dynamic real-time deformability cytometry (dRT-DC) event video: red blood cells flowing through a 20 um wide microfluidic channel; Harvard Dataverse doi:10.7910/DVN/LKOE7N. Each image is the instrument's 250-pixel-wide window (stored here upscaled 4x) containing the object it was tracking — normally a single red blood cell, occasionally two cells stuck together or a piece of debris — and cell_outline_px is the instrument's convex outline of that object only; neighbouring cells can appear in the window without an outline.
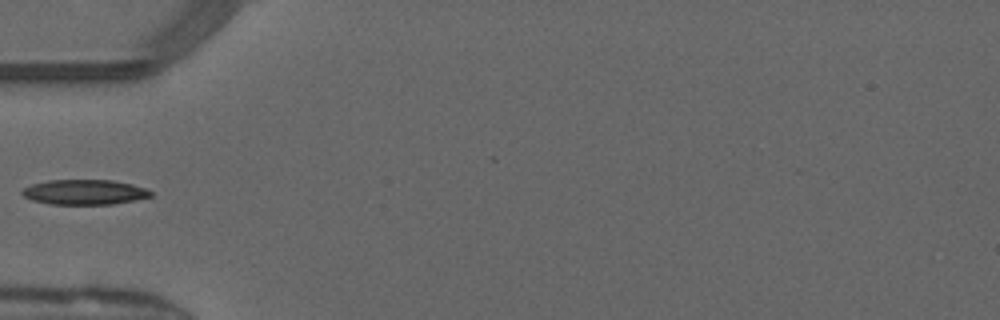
{"species": "common noctule bat (a hibernating species)", "species_latin": "Nyctalus noctula", "temperature_condition": "warm", "stored_images_in_passage": 15, "camera_frame_rate_fps": 3000, "um_per_image_px": 0.085, "animal": {"sex": "male", "forearm_length_mm": 52.5}, "frame": {"image": 1, "passage_image": 1, "time_ms": 0.0, "image_size_px": [1000, 320], "cell_outline_px": [[152, 196], [112, 204], [52, 204], [32, 200], [24, 196], [20, 192], [24, 188], [32, 184], [48, 180], [112, 180], [132, 184], [144, 188], [152, 192]], "centroid_in_image_um": [7.16, 16.32], "position_along_channel_um": 77.8, "area_um2": 18.55}}
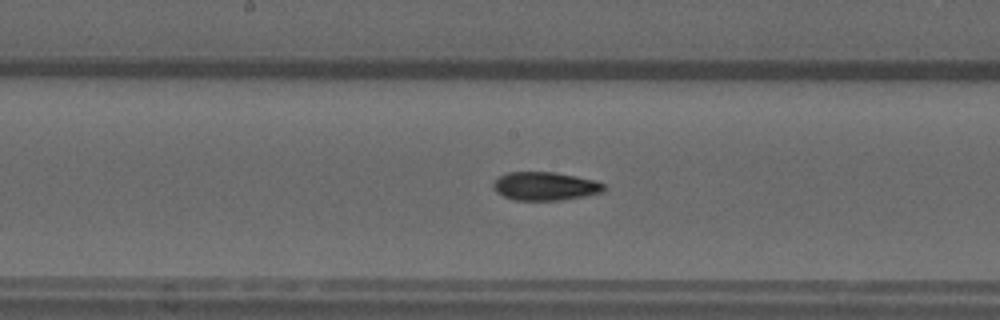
{"frame": {"image": 2, "passage_image": 10, "time_ms": 3.0, "image_size_px": [1000, 320], "cell_outline_px": [[604, 192], [584, 196], [560, 200], [516, 200], [504, 196], [496, 192], [492, 184], [492, 180], [508, 172], [552, 172], [576, 176], [596, 180], [604, 184]], "centroid_in_image_um": [46.32, 15.82], "position_along_channel_um": 201.9, "area_um2": 18.32}}
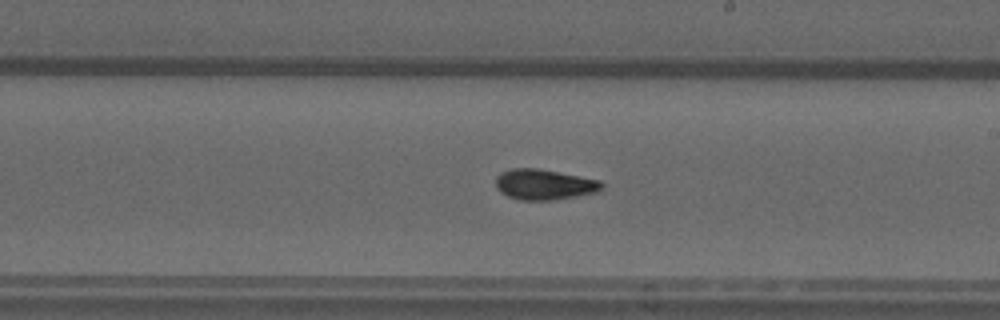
{"frame": {"image": 3, "passage_image": 13, "time_ms": 4.0, "image_size_px": [1000, 320], "cell_outline_px": [[604, 184], [596, 192], [576, 196], [552, 200], [520, 200], [508, 196], [500, 192], [496, 188], [496, 176], [500, 172], [512, 168], [536, 168], [600, 180]], "centroid_in_image_um": [46.21, 15.68], "position_along_channel_um": 242.8, "area_um2": 18.73}}